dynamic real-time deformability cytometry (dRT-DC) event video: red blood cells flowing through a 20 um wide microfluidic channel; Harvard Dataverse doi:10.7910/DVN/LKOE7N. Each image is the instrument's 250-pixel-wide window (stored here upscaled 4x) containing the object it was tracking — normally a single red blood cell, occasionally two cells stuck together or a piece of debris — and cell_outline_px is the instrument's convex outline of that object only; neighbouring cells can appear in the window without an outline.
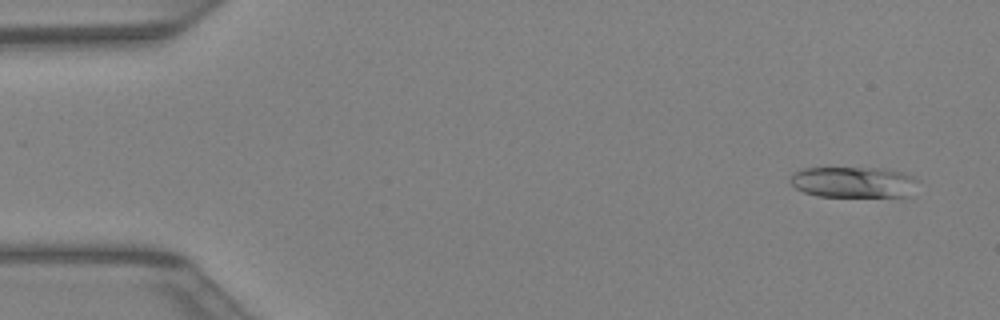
{"species": "Egyptian fruit bat (a non-hibernating species)", "species_latin": "Rousettus aegyptiacus", "temperature_condition": "warm", "stored_images_in_passage": 40, "camera_frame_rate_fps": 3000, "um_per_image_px": 0.085, "animal": {"sex": "female"}, "frame": {"image": 1, "passage_image": 3, "time_ms": 0.667, "image_size_px": [1000, 320], "cell_outline_px": [[920, 180], [908, 196], [900, 200], [816, 196], [804, 192], [796, 188], [788, 180], [796, 172], [804, 168], [884, 168], [900, 172], [912, 176]], "centroid_in_image_um": [72.65, 15.55], "position_along_channel_um": 12.3, "area_um2": 24.22}}
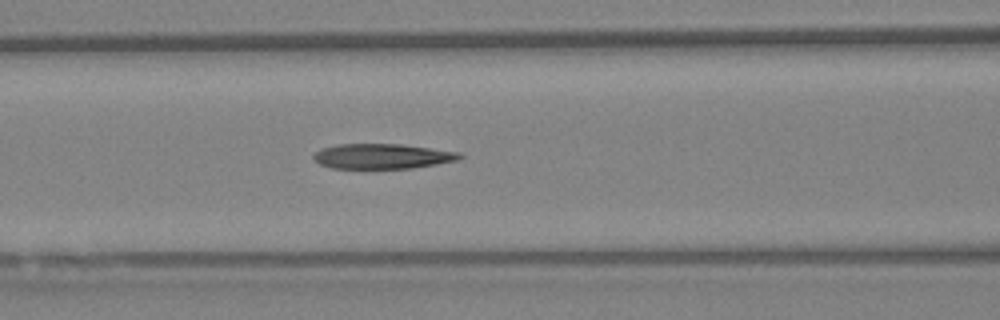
{"frame": {"image": 2, "passage_image": 18, "time_ms": 5.667, "image_size_px": [1000, 320], "cell_outline_px": [[464, 156], [460, 160], [412, 168], [332, 168], [320, 164], [312, 156], [316, 152], [324, 148], [340, 144], [400, 144], [460, 152]], "centroid_in_image_um": [32.55, 13.28], "position_along_channel_um": 134.1, "area_um2": 21.15}}
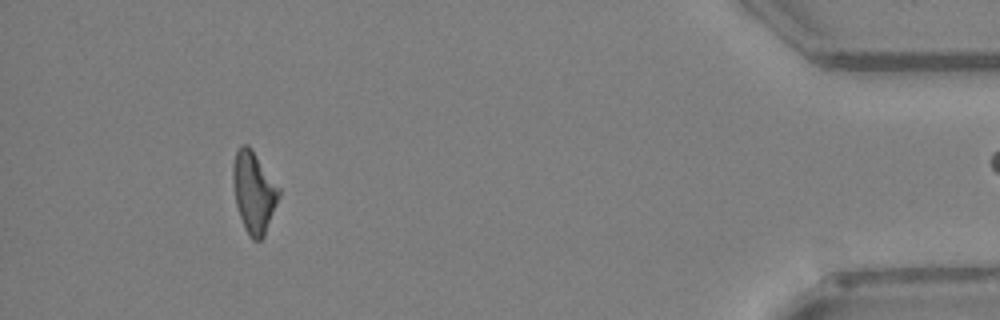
{"frame": {"image": 3, "passage_image": 39, "time_ms": 12.667, "image_size_px": [1000, 320], "cell_outline_px": [[280, 196], [264, 236], [260, 240], [252, 240], [244, 228], [236, 204], [232, 180], [232, 164], [236, 152], [240, 144], [248, 144], [252, 148], [280, 188]], "centroid_in_image_um": [21.57, 16.3], "position_along_channel_um": 413.6, "area_um2": 21.91}}